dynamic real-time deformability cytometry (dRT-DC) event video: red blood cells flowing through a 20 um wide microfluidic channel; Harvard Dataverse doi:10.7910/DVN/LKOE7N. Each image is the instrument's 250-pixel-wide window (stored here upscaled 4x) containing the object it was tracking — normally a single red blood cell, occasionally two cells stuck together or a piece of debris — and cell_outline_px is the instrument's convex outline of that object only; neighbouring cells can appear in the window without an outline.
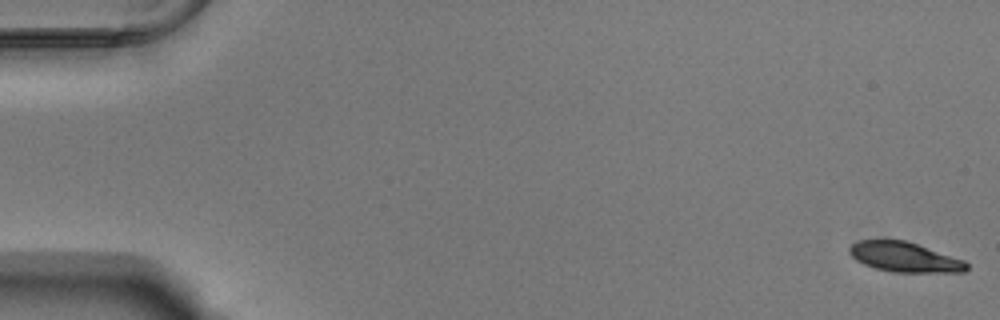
{"species": "Egyptian fruit bat (a non-hibernating species)", "species_latin": "Rousettus aegyptiacus", "temperature_condition": "warm", "stored_images_in_passage": 55, "camera_frame_rate_fps": 3000, "um_per_image_px": 0.085, "animal": {"sex": "male"}, "frame": {"image": 1, "passage_image": 1, "time_ms": 0.0, "image_size_px": [1000, 320], "cell_outline_px": [[968, 268], [964, 272], [892, 272], [876, 268], [864, 264], [856, 260], [848, 252], [848, 248], [852, 244], [860, 240], [904, 240], [964, 260], [968, 264]], "centroid_in_image_um": [76.87, 21.86], "position_along_channel_um": 8.1, "area_um2": 20.17}}
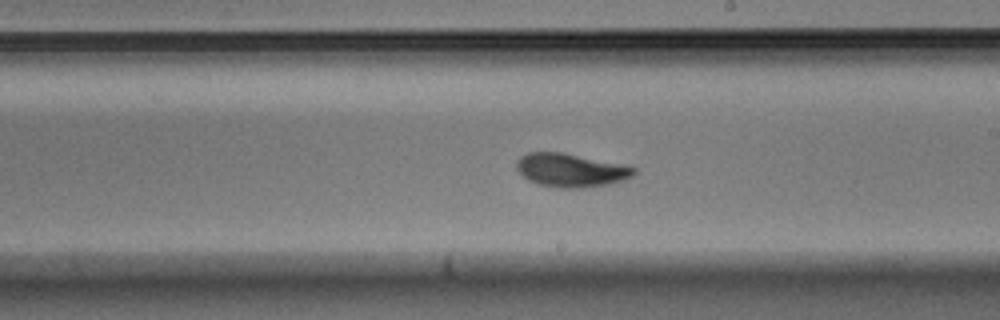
{"frame": {"image": 2, "passage_image": 32, "time_ms": 10.333, "image_size_px": [1000, 320], "cell_outline_px": [[636, 172], [632, 176], [624, 180], [608, 184], [584, 188], [560, 188], [540, 184], [528, 180], [516, 168], [516, 160], [520, 156], [528, 152], [564, 152], [636, 168]], "centroid_in_image_um": [48.49, 14.46], "position_along_channel_um": 240.5, "area_um2": 22.72}}
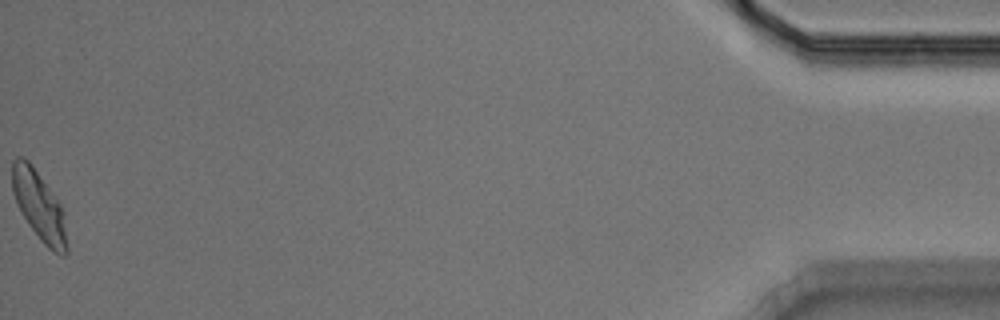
{"frame": {"image": 3, "passage_image": 55, "time_ms": 18.0, "image_size_px": [1000, 320], "cell_outline_px": [[68, 252], [64, 256], [60, 256], [52, 252], [40, 240], [28, 224], [16, 204], [12, 192], [12, 160], [16, 156], [20, 156], [28, 160], [32, 164], [60, 204], [64, 212], [68, 248]], "centroid_in_image_um": [3.33, 17.53], "position_along_channel_um": 431.9, "area_um2": 22.37}, "authors_computed_cell_mechanics": {"area_um2": 22.0796, "velocity_mm_per_s": 3.7337, "shape_relaxation_time_tau1_ms": 2.2479, "shape_relaxation_time_tau2_ms": 1.3407, "deformation_change_tau1": 0.1584, "deformation_change_tau2": 0.0731}}